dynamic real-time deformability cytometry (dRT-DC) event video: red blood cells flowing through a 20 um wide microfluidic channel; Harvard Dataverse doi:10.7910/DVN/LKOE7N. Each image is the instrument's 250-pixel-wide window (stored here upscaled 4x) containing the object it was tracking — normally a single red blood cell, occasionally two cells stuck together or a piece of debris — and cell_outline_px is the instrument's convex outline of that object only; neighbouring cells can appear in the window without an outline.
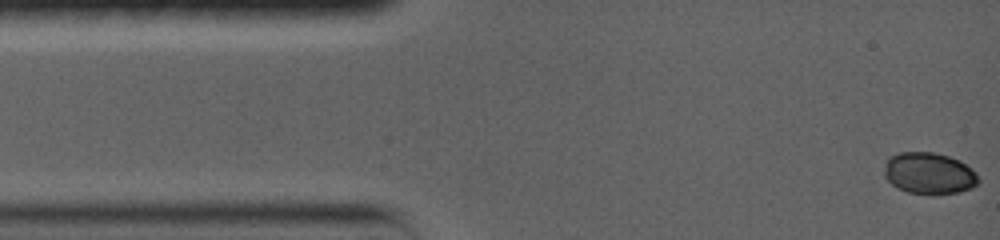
{"species": "common noctule bat (a hibernating species)", "species_latin": "Nyctalus noctula", "temperature_condition": "warm", "stored_images_in_passage": 78, "camera_frame_rate_fps": 5000, "um_per_image_px": 0.085, "animal": {"sex": "female", "body_mass_g": 19.0, "forearm_length_mm": 56.7}, "frame": {"image": 1, "passage_image": 1, "time_ms": 0.0, "image_size_px": [1000, 240], "cell_outline_px": [[980, 180], [972, 188], [960, 192], [932, 196], [908, 192], [896, 188], [884, 176], [884, 172], [888, 156], [900, 152], [932, 152], [948, 156], [960, 160], [972, 168], [976, 172]], "centroid_in_image_um": [78.99, 14.75], "position_along_channel_um": 6.0, "area_um2": 23.29}}
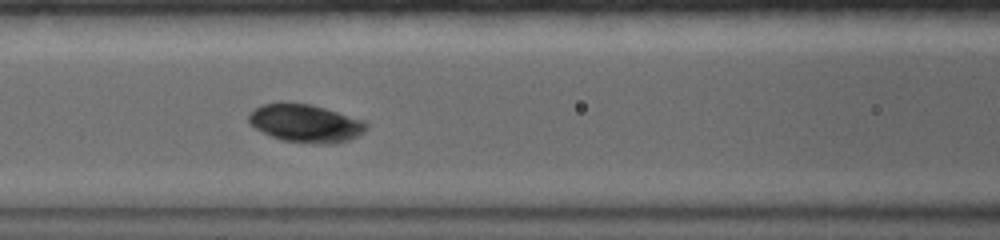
{"frame": {"image": 2, "passage_image": 27, "time_ms": 6.0, "image_size_px": [1000, 240], "cell_outline_px": [[368, 128], [364, 132], [348, 140], [332, 144], [328, 144], [280, 140], [248, 124], [248, 116], [260, 104], [280, 100], [312, 104], [364, 120], [368, 124]], "centroid_in_image_um": [25.95, 10.44], "position_along_channel_um": 140.7, "area_um2": 26.36}}
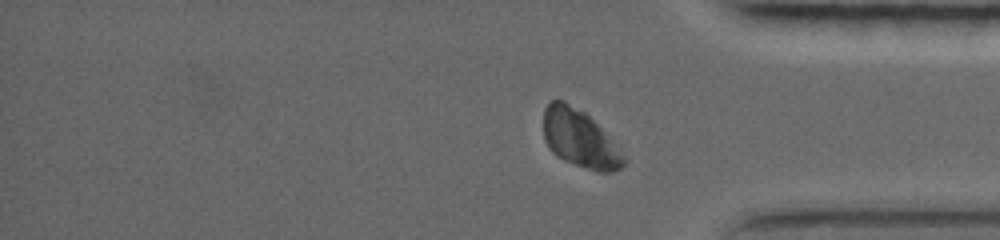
{"frame": {"image": 3, "passage_image": 68, "time_ms": 13.0, "image_size_px": [1000, 240], "cell_outline_px": [[628, 160], [620, 168], [612, 172], [596, 172], [564, 160], [556, 156], [548, 148], [544, 140], [544, 108], [552, 100], [564, 100], [584, 112], [600, 128]], "centroid_in_image_um": [49.25, 11.8], "position_along_channel_um": 386.0, "area_um2": 26.65}}